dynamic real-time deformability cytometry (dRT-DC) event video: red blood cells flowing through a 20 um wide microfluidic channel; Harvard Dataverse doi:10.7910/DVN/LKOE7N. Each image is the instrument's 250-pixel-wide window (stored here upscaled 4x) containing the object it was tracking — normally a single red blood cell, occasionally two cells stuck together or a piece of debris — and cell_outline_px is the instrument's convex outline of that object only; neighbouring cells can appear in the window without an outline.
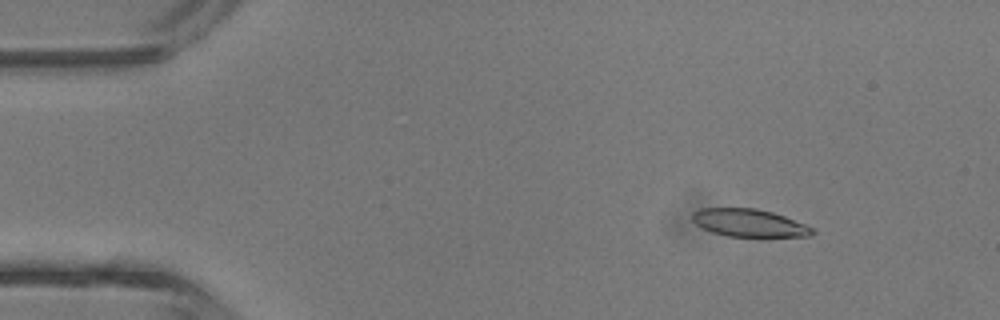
{"species": "common noctule bat (a hibernating species)", "species_latin": "Nyctalus noctula", "temperature_condition": "room temperature", "stored_images_in_passage": 3, "camera_frame_rate_fps": 3000, "um_per_image_px": 0.085, "animal": {"sex": "male", "body_mass_g": 13.3}, "frame": {"image": 1, "passage_image": 1, "time_ms": 0.0, "image_size_px": [1000, 320], "cell_outline_px": [[816, 232], [812, 236], [760, 240], [728, 236], [712, 232], [696, 224], [692, 220], [692, 212], [700, 208], [756, 208], [772, 212], [784, 216], [804, 224], [812, 228]], "centroid_in_image_um": [63.75, 19.01], "position_along_channel_um": 21.3, "area_um2": 20.4}}
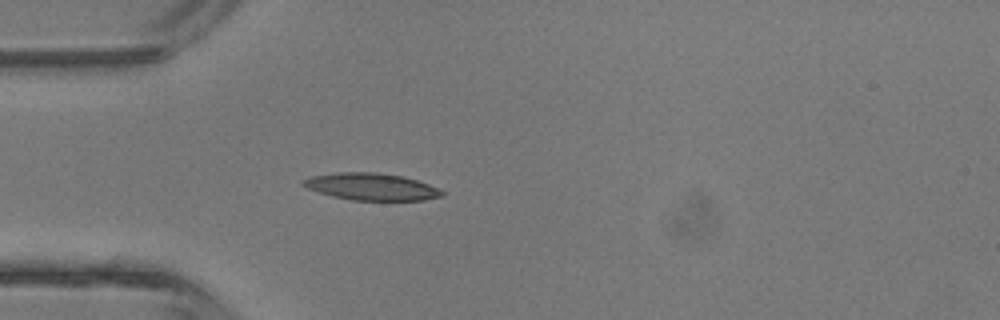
{"frame": {"image": 2, "passage_image": 3, "time_ms": 2.333, "image_size_px": [1000, 320], "cell_outline_px": [[444, 196], [424, 200], [352, 200], [332, 196], [308, 188], [300, 184], [300, 180], [308, 176], [336, 172], [376, 172], [404, 176], [428, 184], [444, 192]], "centroid_in_image_um": [31.52, 15.86], "position_along_channel_um": 53.5, "area_um2": 21.96}}